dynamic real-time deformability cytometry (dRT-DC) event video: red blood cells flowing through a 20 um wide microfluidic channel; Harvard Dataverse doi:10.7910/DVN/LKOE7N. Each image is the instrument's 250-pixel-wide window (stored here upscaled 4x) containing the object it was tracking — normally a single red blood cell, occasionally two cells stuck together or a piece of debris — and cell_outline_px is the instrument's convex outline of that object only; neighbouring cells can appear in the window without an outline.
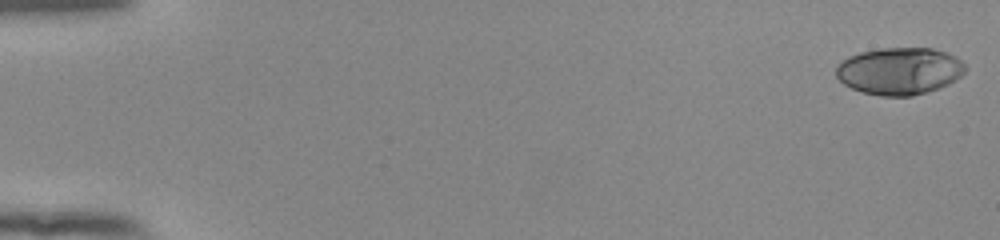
{"species": "human", "species_latin": "Homo sapiens", "temperature_condition": "room temperature", "stored_images_in_passage": 53, "camera_frame_rate_fps": 3000, "um_per_image_px": 0.085, "donor": {"sex": "female"}, "frame": {"image": 1, "passage_image": 1, "time_ms": 0.0, "image_size_px": [1000, 240], "cell_outline_px": [[968, 68], [956, 80], [940, 88], [912, 96], [880, 96], [864, 92], [852, 88], [844, 84], [836, 76], [836, 68], [848, 56], [860, 52], [884, 48], [932, 48], [956, 56]], "centroid_in_image_um": [76.48, 6.04], "position_along_channel_um": 8.5, "area_um2": 35.43}}
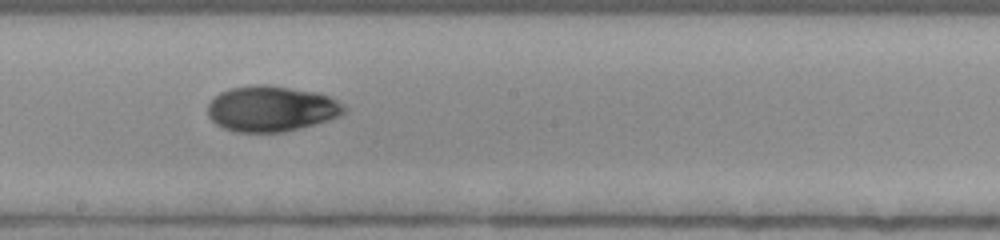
{"frame": {"image": 2, "passage_image": 31, "time_ms": 10.0, "image_size_px": [1000, 240], "cell_outline_px": [[348, 108], [340, 116], [328, 120], [300, 128], [284, 132], [236, 132], [224, 128], [216, 124], [208, 116], [208, 104], [220, 92], [228, 88], [256, 84], [268, 84], [316, 92], [328, 96], [344, 104]], "centroid_in_image_um": [23.06, 9.23], "position_along_channel_um": 225.1, "area_um2": 36.41}}
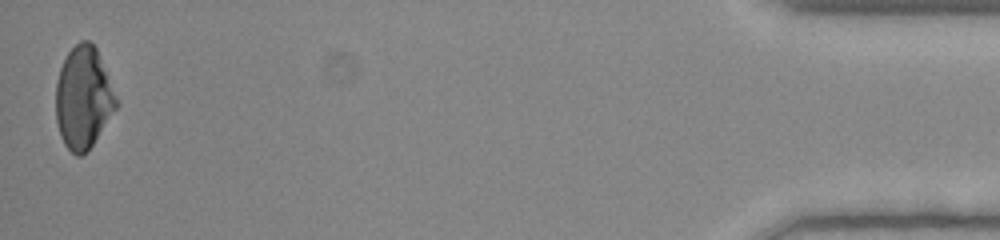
{"frame": {"image": 3, "passage_image": 53, "time_ms": 17.333, "image_size_px": [1000, 240], "cell_outline_px": [[120, 104], [92, 144], [80, 156], [76, 156], [64, 144], [60, 136], [56, 120], [56, 80], [60, 68], [68, 52], [80, 40], [88, 40], [96, 48]], "centroid_in_image_um": [7.08, 8.31], "position_along_channel_um": 428.1, "area_um2": 35.72}, "authors_computed_cell_mechanics": {"area_um2": 35.547, "velocity_mm_per_s": 3.9126, "shape_relaxation_time_tau1_ms": 3.852, "shape_relaxation_time_tau2_ms": 3.9278, "deformation_change_tau1": 0.1753, "deformation_change_tau2": 0.0257}}